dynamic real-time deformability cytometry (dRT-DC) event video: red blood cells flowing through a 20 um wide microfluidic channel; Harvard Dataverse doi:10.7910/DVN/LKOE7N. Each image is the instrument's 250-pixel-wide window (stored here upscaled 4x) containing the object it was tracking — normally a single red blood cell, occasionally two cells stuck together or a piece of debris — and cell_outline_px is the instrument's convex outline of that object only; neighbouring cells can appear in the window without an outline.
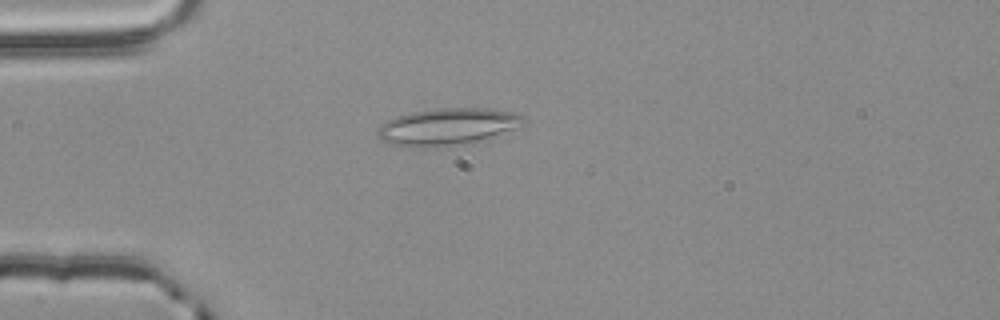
{"species": "common noctule bat (a hibernating species)", "species_latin": "Nyctalus noctula", "temperature_condition": "room temperature", "stored_images_in_passage": 1, "camera_frame_rate_fps": 3000, "um_per_image_px": 0.085, "animal": {"sex": "male", "body_mass_g": 20.4}, "frame": {"image": 1, "passage_image": 1, "time_ms": 0.0, "image_size_px": [1000, 320], "cell_outline_px": [[524, 120], [512, 128], [488, 136], [472, 140], [436, 148], [412, 148], [392, 144], [384, 140], [376, 132], [388, 120], [396, 116], [412, 112], [440, 108], [488, 108], [512, 112], [524, 116]], "centroid_in_image_um": [37.93, 10.75], "position_along_channel_um": 47.1, "area_um2": 30.29}}